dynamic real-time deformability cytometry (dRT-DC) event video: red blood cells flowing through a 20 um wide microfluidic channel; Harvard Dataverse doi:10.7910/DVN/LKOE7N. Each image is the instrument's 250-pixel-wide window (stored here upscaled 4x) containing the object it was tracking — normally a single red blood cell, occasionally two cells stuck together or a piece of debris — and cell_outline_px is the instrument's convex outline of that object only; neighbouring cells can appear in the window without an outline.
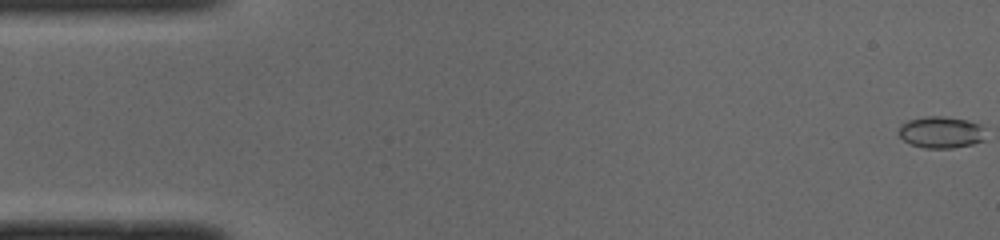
{"species": "common noctule bat (a hibernating species)", "species_latin": "Nyctalus noctula", "temperature_condition": "cold", "stored_images_in_passage": 51, "camera_frame_rate_fps": 3000, "um_per_image_px": 0.085, "animal": {"sex": "male", "body_mass_g": 19.0, "forearm_length_mm": 50.8}, "frame": {"image": 1, "passage_image": 1, "time_ms": 0.0, "image_size_px": [1000, 240], "cell_outline_px": [[984, 140], [972, 144], [952, 148], [924, 148], [912, 144], [904, 140], [900, 136], [900, 124], [908, 120], [924, 116], [944, 116], [968, 120], [980, 124], [984, 128]], "centroid_in_image_um": [80.0, 11.23], "position_along_channel_um": 5.0, "area_um2": 16.07}}
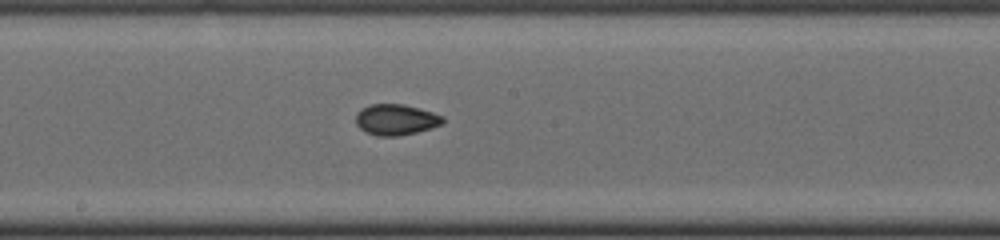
{"frame": {"image": 2, "passage_image": 27, "time_ms": 8.667, "image_size_px": [1000, 240], "cell_outline_px": [[444, 120], [440, 124], [432, 128], [416, 132], [396, 136], [376, 136], [364, 132], [356, 124], [356, 112], [360, 108], [372, 104], [404, 104], [420, 108], [444, 116]], "centroid_in_image_um": [33.62, 10.16], "position_along_channel_um": 214.6, "area_um2": 15.78}}
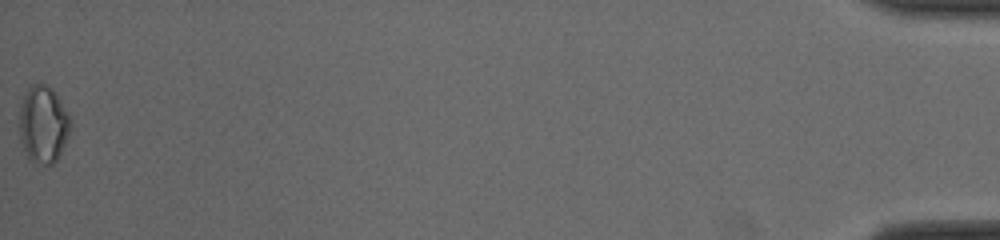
{"frame": {"image": 3, "passage_image": 51, "time_ms": 16.667, "image_size_px": [1000, 240], "cell_outline_px": [[72, 124], [68, 136], [56, 160], [52, 164], [32, 164], [28, 160], [20, 140], [20, 104], [24, 92], [28, 84], [48, 84], [56, 92], [68, 112]], "centroid_in_image_um": [3.66, 10.54], "position_along_channel_um": 431.5, "area_um2": 23.47}, "authors_computed_cell_mechanics": {"area_um2": 15.606, "velocity_mm_per_s": 3.9998, "shape_relaxation_time_tau1_ms": 8.678, "shape_relaxation_time_tau2_ms": 1.8068, "deformation_change_tau1": 0.1367, "deformation_change_tau2": 0.057}}